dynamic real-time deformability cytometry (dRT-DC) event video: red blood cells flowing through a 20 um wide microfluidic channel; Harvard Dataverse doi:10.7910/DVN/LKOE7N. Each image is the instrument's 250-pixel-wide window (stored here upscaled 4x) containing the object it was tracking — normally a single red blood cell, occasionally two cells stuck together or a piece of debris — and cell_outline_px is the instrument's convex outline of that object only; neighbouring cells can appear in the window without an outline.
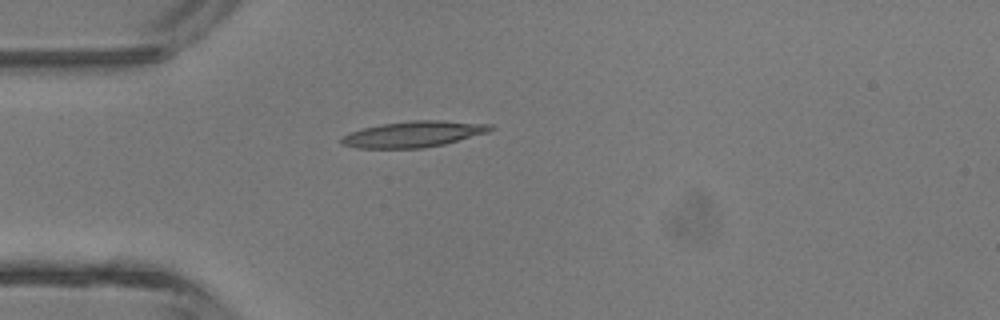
{"species": "common noctule bat (a hibernating species)", "species_latin": "Nyctalus noctula", "temperature_condition": "room temperature", "stored_images_in_passage": 3, "camera_frame_rate_fps": 3000, "um_per_image_px": 0.085, "animal": {"sex": "male", "body_mass_g": 13.3}, "frame": {"image": 1, "passage_image": 3, "time_ms": 2.667, "image_size_px": [1000, 320], "cell_outline_px": [[496, 128], [488, 132], [444, 144], [424, 148], [356, 148], [340, 144], [340, 140], [344, 136], [352, 132], [364, 128], [380, 124], [412, 120], [440, 120], [492, 124]], "centroid_in_image_um": [35.17, 11.4], "position_along_channel_um": 49.8, "area_um2": 22.54}}